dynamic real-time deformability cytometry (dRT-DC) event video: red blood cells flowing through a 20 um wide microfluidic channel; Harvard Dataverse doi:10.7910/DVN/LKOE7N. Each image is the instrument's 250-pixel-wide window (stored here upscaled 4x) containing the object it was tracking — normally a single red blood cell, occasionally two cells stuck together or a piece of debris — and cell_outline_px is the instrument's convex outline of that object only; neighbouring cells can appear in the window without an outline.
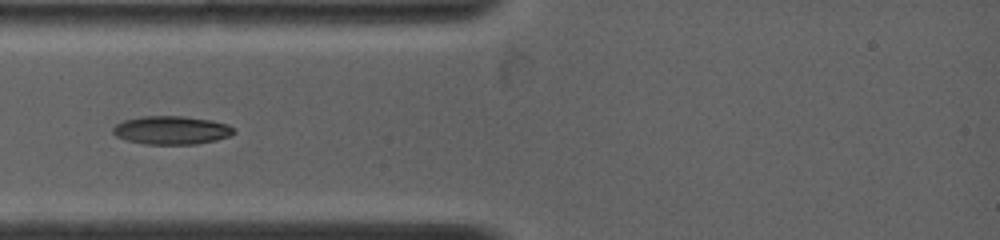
{"species": "common noctule bat (a hibernating species)", "species_latin": "Nyctalus noctula", "temperature_condition": "warm", "stored_images_in_passage": 29, "camera_frame_rate_fps": 4500, "um_per_image_px": 0.085, "animal": {"sex": "female", "body_mass_g": 19.0, "forearm_length_mm": 53.3}, "frame": {"image": 1, "passage_image": 3, "time_ms": 0.889, "image_size_px": [1000, 240], "cell_outline_px": [[236, 132], [228, 136], [216, 140], [196, 144], [144, 144], [124, 140], [116, 136], [112, 132], [112, 128], [116, 124], [124, 120], [144, 116], [180, 116], [212, 120], [228, 124]], "centroid_in_image_um": [14.55, 11.07], "position_along_channel_um": 70.5, "area_um2": 20.0}}
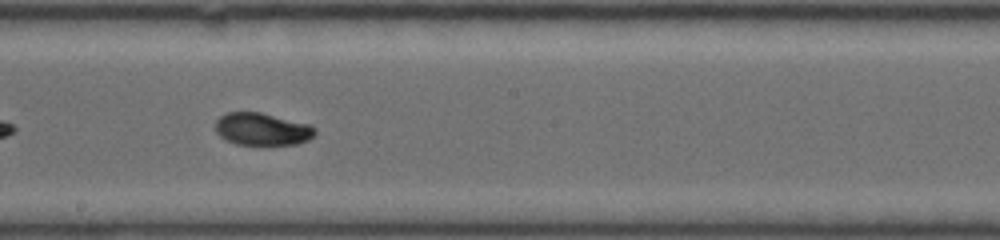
{"frame": {"image": 2, "passage_image": 12, "time_ms": 4.889, "image_size_px": [1000, 240], "cell_outline_px": [[316, 132], [308, 140], [296, 144], [268, 148], [264, 148], [236, 144], [220, 136], [216, 128], [216, 120], [220, 116], [228, 112], [260, 112], [308, 124], [316, 128]], "centroid_in_image_um": [22.3, 11.03], "position_along_channel_um": 225.9, "area_um2": 19.42}}
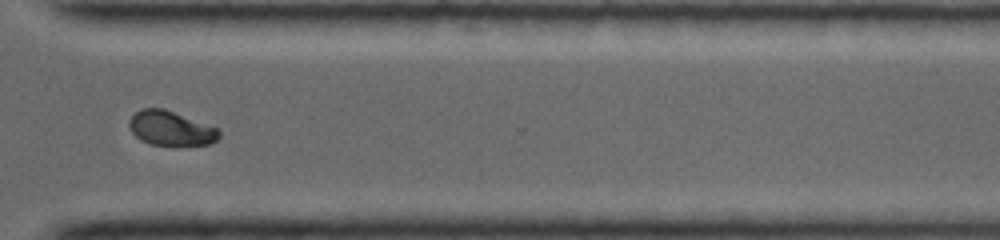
{"frame": {"image": 3, "passage_image": 19, "time_ms": 8.222, "image_size_px": [1000, 240], "cell_outline_px": [[220, 136], [216, 140], [208, 144], [180, 148], [176, 148], [148, 144], [140, 140], [132, 132], [128, 124], [128, 120], [140, 108], [164, 108], [216, 128], [220, 132]], "centroid_in_image_um": [14.49, 10.96], "position_along_channel_um": 356.1, "area_um2": 18.61}}